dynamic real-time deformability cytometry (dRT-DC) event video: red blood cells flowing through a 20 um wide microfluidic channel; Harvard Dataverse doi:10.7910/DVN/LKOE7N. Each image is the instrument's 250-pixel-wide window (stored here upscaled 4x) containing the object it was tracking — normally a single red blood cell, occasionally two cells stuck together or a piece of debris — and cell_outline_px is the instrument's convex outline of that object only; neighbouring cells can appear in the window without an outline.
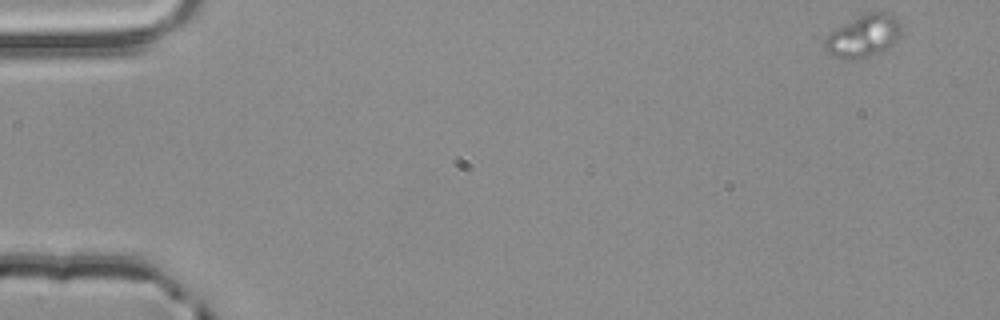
{"species": "common noctule bat (a hibernating species)", "species_latin": "Nyctalus noctula", "temperature_condition": "room temperature", "stored_images_in_passage": 53, "camera_frame_rate_fps": 3000, "um_per_image_px": 0.085, "animal": {"sex": "male", "body_mass_g": 20.4}, "frame": {"image": 1, "passage_image": 1, "time_ms": 0.0, "image_size_px": [1000, 320], "cell_outline_px": [[900, 36], [884, 52], [856, 60], [848, 60], [832, 56], [824, 48], [824, 40], [836, 28], [864, 12], [884, 12], [896, 16], [900, 20]], "centroid_in_image_um": [73.41, 3.07], "position_along_channel_um": 11.6, "area_um2": 19.13}}
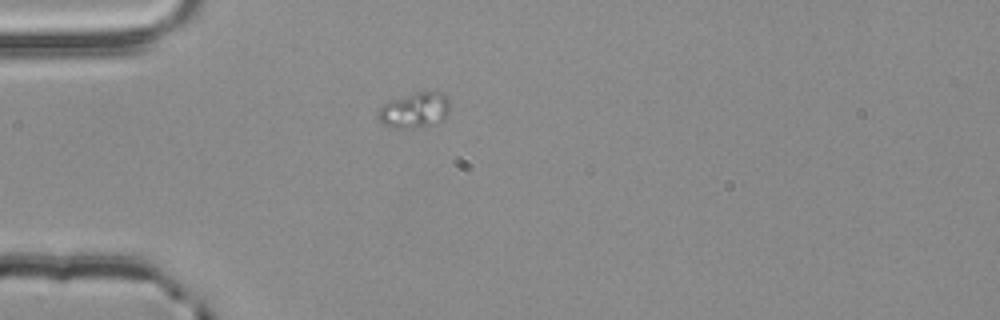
{"frame": {"image": 2, "passage_image": 14, "time_ms": 4.333, "image_size_px": [1000, 320], "cell_outline_px": [[448, 112], [436, 124], [416, 128], [396, 128], [384, 124], [376, 116], [380, 108], [384, 104], [392, 100], [420, 92], [436, 88], [444, 92], [448, 96]], "centroid_in_image_um": [35.29, 9.34], "position_along_channel_um": 49.7, "area_um2": 14.85}}